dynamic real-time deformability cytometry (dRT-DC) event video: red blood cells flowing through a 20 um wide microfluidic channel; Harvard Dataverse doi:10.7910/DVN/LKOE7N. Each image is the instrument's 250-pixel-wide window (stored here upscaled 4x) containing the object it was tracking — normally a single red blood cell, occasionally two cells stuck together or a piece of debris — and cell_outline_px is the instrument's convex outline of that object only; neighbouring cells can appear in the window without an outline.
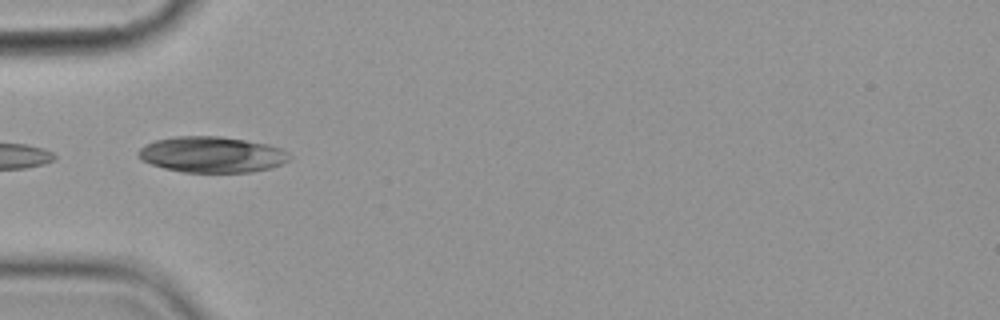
{"species": "common noctule bat (a hibernating species)", "species_latin": "Nyctalus noctula", "temperature_condition": "cold", "stored_images_in_passage": 8, "camera_frame_rate_fps": 3000, "um_per_image_px": 0.085, "animal": {"sex": "female", "body_mass_g": 19.9}, "frame": {"image": 1, "passage_image": 6, "time_ms": 5.667, "image_size_px": [1000, 320], "cell_outline_px": [[288, 160], [280, 164], [268, 168], [252, 172], [184, 172], [164, 168], [140, 160], [136, 156], [136, 152], [144, 144], [156, 140], [176, 136], [220, 136], [268, 144], [280, 148], [288, 152]], "centroid_in_image_um": [17.94, 13.13], "position_along_channel_um": 67.1, "area_um2": 31.56}}
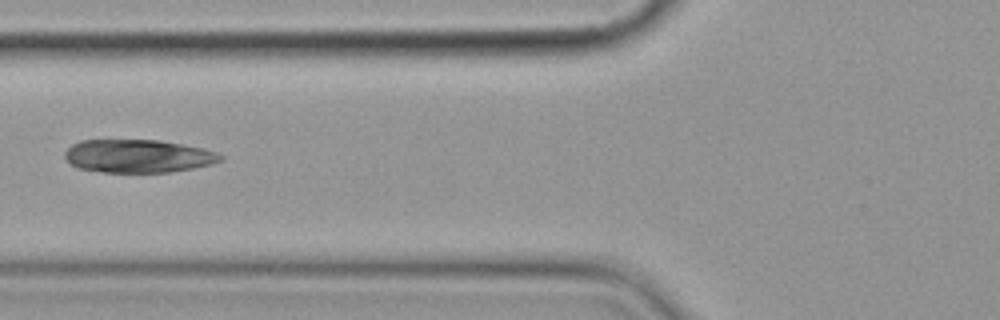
{"frame": {"image": 2, "passage_image": 7, "time_ms": 7.0, "image_size_px": [1000, 320], "cell_outline_px": [[224, 160], [212, 164], [192, 168], [168, 172], [104, 172], [80, 168], [72, 164], [64, 156], [64, 152], [72, 144], [80, 140], [160, 140], [204, 148], [216, 152], [224, 156]], "centroid_in_image_um": [11.77, 13.26], "position_along_channel_um": 114.0, "area_um2": 30.0}}
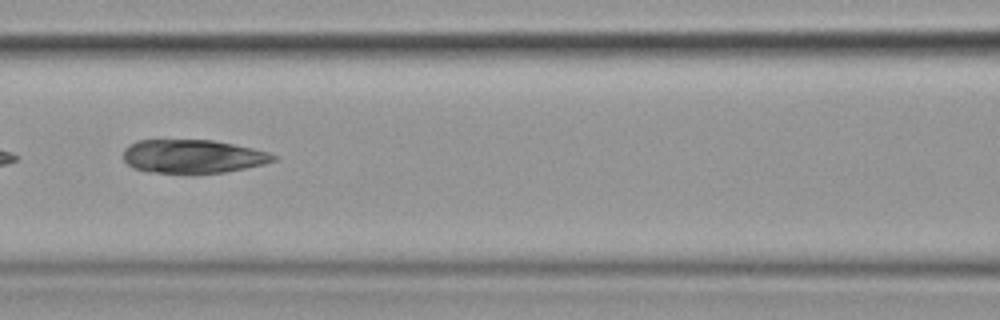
{"frame": {"image": 3, "passage_image": 8, "time_ms": 8.0, "image_size_px": [1000, 320], "cell_outline_px": [[276, 160], [264, 164], [224, 172], [148, 172], [132, 168], [124, 160], [124, 148], [128, 144], [136, 140], [212, 140], [252, 148], [268, 152], [276, 156]], "centroid_in_image_um": [16.34, 13.28], "position_along_channel_um": 150.3, "area_um2": 29.02}}